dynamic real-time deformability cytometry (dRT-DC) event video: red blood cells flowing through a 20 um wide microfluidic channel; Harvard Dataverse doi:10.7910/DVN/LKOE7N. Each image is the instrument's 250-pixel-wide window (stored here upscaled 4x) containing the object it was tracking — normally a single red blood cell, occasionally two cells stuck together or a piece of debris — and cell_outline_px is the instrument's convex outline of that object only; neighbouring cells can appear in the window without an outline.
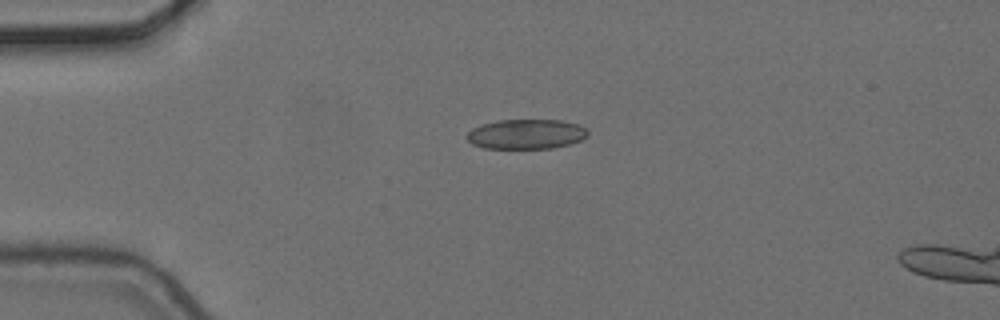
{"species": "common noctule bat (a hibernating species)", "species_latin": "Nyctalus noctula", "temperature_condition": "cold", "stored_images_in_passage": 3, "camera_frame_rate_fps": 3000, "um_per_image_px": 0.085, "animal": {"sex": "female", "body_mass_g": 24.6, "forearm_length_mm": 56.2}, "frame": {"image": 1, "passage_image": 2, "time_ms": 0.333, "image_size_px": [1000, 320], "cell_outline_px": [[588, 136], [572, 144], [552, 148], [484, 148], [472, 144], [464, 136], [472, 128], [496, 120], [560, 120], [580, 124], [588, 132]], "centroid_in_image_um": [44.73, 11.4], "position_along_channel_um": 40.3, "area_um2": 21.1}}